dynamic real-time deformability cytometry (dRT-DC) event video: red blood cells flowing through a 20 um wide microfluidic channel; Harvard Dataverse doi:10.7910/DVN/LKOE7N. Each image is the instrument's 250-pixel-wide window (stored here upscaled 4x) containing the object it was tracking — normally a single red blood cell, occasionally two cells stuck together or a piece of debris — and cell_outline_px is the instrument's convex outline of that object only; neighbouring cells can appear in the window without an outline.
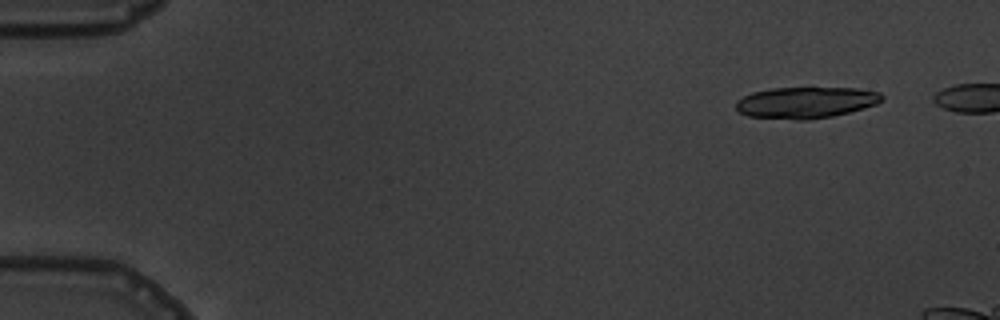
{"species": "common noctule bat (a hibernating species)", "species_latin": "Nyctalus noctula", "temperature_condition": "warm", "stored_images_in_passage": 5, "camera_frame_rate_fps": 3000, "um_per_image_px": 0.085, "animal": {"sex": "male", "body_mass_g": 19.5, "forearm_length_mm": 54.6}, "frame": {"image": 1, "passage_image": 2, "time_ms": 1.0, "image_size_px": [1000, 320], "cell_outline_px": [[884, 100], [876, 104], [864, 108], [832, 116], [808, 120], [796, 120], [748, 116], [740, 112], [736, 108], [736, 100], [752, 92], [772, 88], [856, 88], [880, 92], [884, 96]], "centroid_in_image_um": [68.51, 8.71], "position_along_channel_um": 16.5, "area_um2": 26.7}}